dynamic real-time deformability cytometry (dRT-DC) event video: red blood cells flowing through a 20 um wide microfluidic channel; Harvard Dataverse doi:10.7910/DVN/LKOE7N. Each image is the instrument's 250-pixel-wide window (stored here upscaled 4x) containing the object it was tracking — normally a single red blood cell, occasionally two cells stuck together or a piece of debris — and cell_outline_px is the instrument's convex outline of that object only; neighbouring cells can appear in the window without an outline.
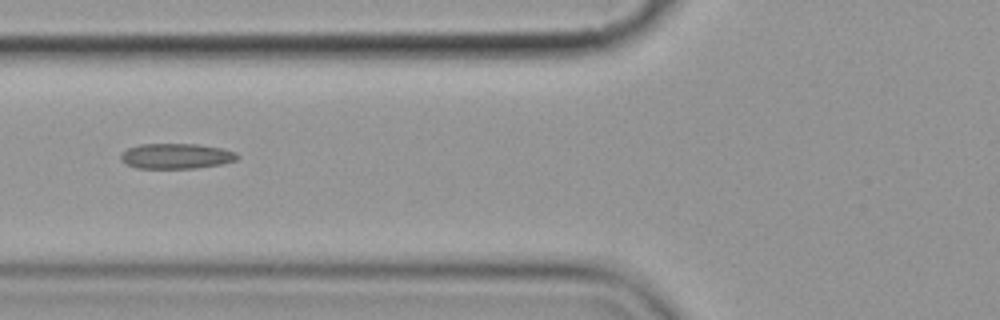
{"species": "common noctule bat (a hibernating species)", "species_latin": "Nyctalus noctula", "temperature_condition": "cold", "stored_images_in_passage": 14, "camera_frame_rate_fps": 3000, "um_per_image_px": 0.085, "animal": {"sex": "female", "body_mass_g": 19.9}, "frame": {"image": 1, "passage_image": 4, "time_ms": 3.333, "image_size_px": [1000, 320], "cell_outline_px": [[240, 156], [236, 160], [220, 164], [196, 168], [136, 168], [120, 160], [120, 156], [128, 148], [140, 144], [196, 144], [220, 148], [236, 152]], "centroid_in_image_um": [14.98, 13.27], "position_along_channel_um": 110.8, "area_um2": 17.05}}
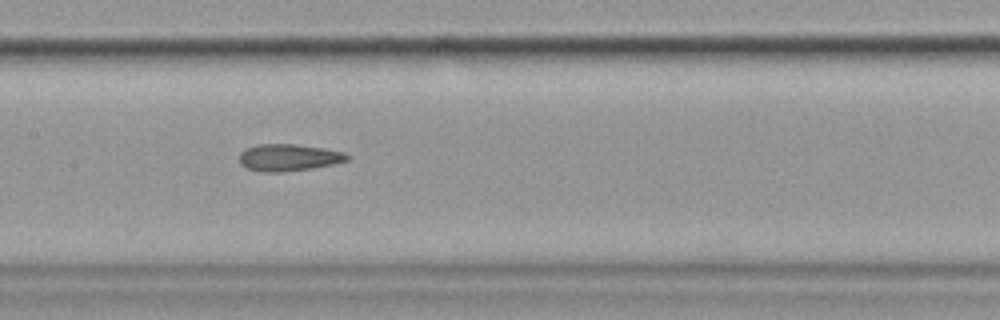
{"frame": {"image": 2, "passage_image": 6, "time_ms": 5.333, "image_size_px": [1000, 320], "cell_outline_px": [[348, 160], [332, 164], [312, 168], [280, 172], [264, 172], [248, 168], [240, 164], [240, 152], [244, 148], [256, 144], [296, 144], [324, 148], [344, 152], [348, 156]], "centroid_in_image_um": [24.5, 13.37], "position_along_channel_um": 182.9, "area_um2": 16.88}}
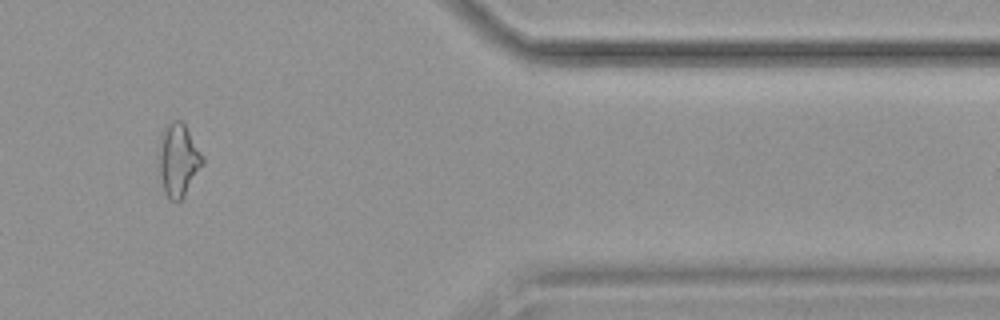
{"frame": {"image": 3, "passage_image": 11, "time_ms": 12.0, "image_size_px": [1000, 320], "cell_outline_px": [[204, 164], [184, 196], [176, 204], [164, 192], [160, 176], [160, 136], [164, 128], [172, 120], [180, 120], [184, 124], [204, 156]], "centroid_in_image_um": [15.18, 13.61], "position_along_channel_um": 396.2, "area_um2": 18.38}, "authors_computed_cell_mechanics": {"area_um2": 17.3689, "velocity_mm_per_s": 3.601, "shape_relaxation_time_tau1_ms": 3.5936, "shape_relaxation_time_tau2_ms": 4.7488, "deformation_change_tau1": 0.0952, "deformation_change_tau2": 0.1207}}